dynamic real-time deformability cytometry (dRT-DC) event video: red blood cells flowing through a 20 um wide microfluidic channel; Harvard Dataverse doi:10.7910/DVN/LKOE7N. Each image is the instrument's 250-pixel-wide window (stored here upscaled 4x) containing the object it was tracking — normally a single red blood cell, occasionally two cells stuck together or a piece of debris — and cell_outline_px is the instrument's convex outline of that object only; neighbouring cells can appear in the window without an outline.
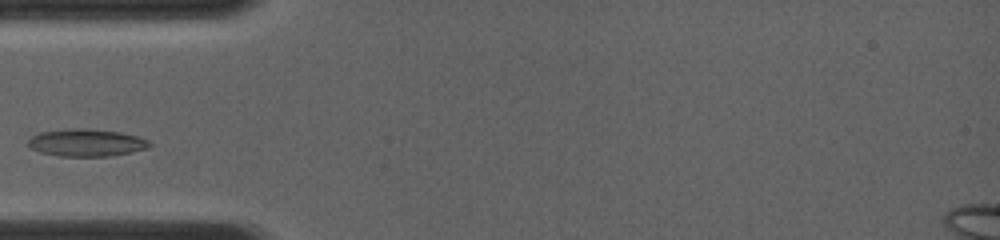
{"species": "common noctule bat (a hibernating species)", "species_latin": "Nyctalus noctula", "temperature_condition": "room temperature", "stored_images_in_passage": 4, "camera_frame_rate_fps": 4000, "um_per_image_px": 0.085, "animal": {"sex": "female", "body_mass_g": 19.0, "forearm_length_mm": 56.7}, "frame": {"image": 1, "passage_image": 3, "time_ms": 1.5, "image_size_px": [1000, 240], "cell_outline_px": [[152, 144], [148, 148], [132, 152], [108, 156], [60, 156], [40, 152], [32, 148], [28, 144], [28, 140], [32, 136], [40, 132], [72, 128], [84, 128], [120, 132], [136, 136], [148, 140]], "centroid_in_image_um": [7.35, 12.12], "position_along_channel_um": 77.6, "area_um2": 19.25}}